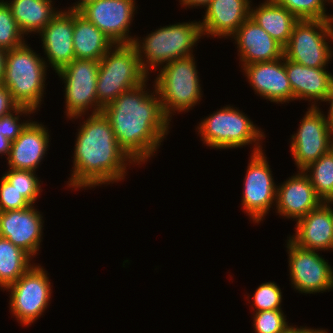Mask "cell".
Returning a JSON list of instances; mask_svg holds the SVG:
<instances>
[{
    "label": "cell",
    "instance_id": "obj_1",
    "mask_svg": "<svg viewBox=\"0 0 333 333\" xmlns=\"http://www.w3.org/2000/svg\"><path fill=\"white\" fill-rule=\"evenodd\" d=\"M146 83L123 92L102 110L119 146L137 165L155 155L171 122L163 112L158 92H147Z\"/></svg>",
    "mask_w": 333,
    "mask_h": 333
},
{
    "label": "cell",
    "instance_id": "obj_2",
    "mask_svg": "<svg viewBox=\"0 0 333 333\" xmlns=\"http://www.w3.org/2000/svg\"><path fill=\"white\" fill-rule=\"evenodd\" d=\"M82 123L68 185L76 190L124 180L126 166L134 161L119 146L110 120L100 112L89 115Z\"/></svg>",
    "mask_w": 333,
    "mask_h": 333
},
{
    "label": "cell",
    "instance_id": "obj_3",
    "mask_svg": "<svg viewBox=\"0 0 333 333\" xmlns=\"http://www.w3.org/2000/svg\"><path fill=\"white\" fill-rule=\"evenodd\" d=\"M26 42L6 51L2 84L13 100L35 112L41 105L46 83L47 62L39 57Z\"/></svg>",
    "mask_w": 333,
    "mask_h": 333
},
{
    "label": "cell",
    "instance_id": "obj_4",
    "mask_svg": "<svg viewBox=\"0 0 333 333\" xmlns=\"http://www.w3.org/2000/svg\"><path fill=\"white\" fill-rule=\"evenodd\" d=\"M202 36L199 22L176 23L156 29L143 40L136 37L132 45L142 69L149 74V70H155L161 64L160 67L170 61L193 56L192 49Z\"/></svg>",
    "mask_w": 333,
    "mask_h": 333
},
{
    "label": "cell",
    "instance_id": "obj_5",
    "mask_svg": "<svg viewBox=\"0 0 333 333\" xmlns=\"http://www.w3.org/2000/svg\"><path fill=\"white\" fill-rule=\"evenodd\" d=\"M148 74L142 69L132 44H115L99 61L97 100L104 108L120 94L143 84Z\"/></svg>",
    "mask_w": 333,
    "mask_h": 333
},
{
    "label": "cell",
    "instance_id": "obj_6",
    "mask_svg": "<svg viewBox=\"0 0 333 333\" xmlns=\"http://www.w3.org/2000/svg\"><path fill=\"white\" fill-rule=\"evenodd\" d=\"M195 64L194 56L170 61L154 81L163 112L170 120L175 111H189L200 102L202 89Z\"/></svg>",
    "mask_w": 333,
    "mask_h": 333
},
{
    "label": "cell",
    "instance_id": "obj_7",
    "mask_svg": "<svg viewBox=\"0 0 333 333\" xmlns=\"http://www.w3.org/2000/svg\"><path fill=\"white\" fill-rule=\"evenodd\" d=\"M198 134L210 148L230 149L254 144L252 153L262 151L265 135L238 108L224 106L199 123Z\"/></svg>",
    "mask_w": 333,
    "mask_h": 333
},
{
    "label": "cell",
    "instance_id": "obj_8",
    "mask_svg": "<svg viewBox=\"0 0 333 333\" xmlns=\"http://www.w3.org/2000/svg\"><path fill=\"white\" fill-rule=\"evenodd\" d=\"M329 39L333 41L331 19L298 20L288 43L283 47V56L307 67L325 68L333 55Z\"/></svg>",
    "mask_w": 333,
    "mask_h": 333
},
{
    "label": "cell",
    "instance_id": "obj_9",
    "mask_svg": "<svg viewBox=\"0 0 333 333\" xmlns=\"http://www.w3.org/2000/svg\"><path fill=\"white\" fill-rule=\"evenodd\" d=\"M98 70L99 61L74 59L56 72L65 83L67 118H81L89 108H93L91 114L102 112L103 107L98 103L96 92Z\"/></svg>",
    "mask_w": 333,
    "mask_h": 333
},
{
    "label": "cell",
    "instance_id": "obj_10",
    "mask_svg": "<svg viewBox=\"0 0 333 333\" xmlns=\"http://www.w3.org/2000/svg\"><path fill=\"white\" fill-rule=\"evenodd\" d=\"M33 265L13 284L5 288L10 292V310L23 326L36 321L51 299V283L47 271Z\"/></svg>",
    "mask_w": 333,
    "mask_h": 333
},
{
    "label": "cell",
    "instance_id": "obj_11",
    "mask_svg": "<svg viewBox=\"0 0 333 333\" xmlns=\"http://www.w3.org/2000/svg\"><path fill=\"white\" fill-rule=\"evenodd\" d=\"M291 153L299 170L329 153L333 146V129L319 107L308 108L296 134L291 136Z\"/></svg>",
    "mask_w": 333,
    "mask_h": 333
},
{
    "label": "cell",
    "instance_id": "obj_12",
    "mask_svg": "<svg viewBox=\"0 0 333 333\" xmlns=\"http://www.w3.org/2000/svg\"><path fill=\"white\" fill-rule=\"evenodd\" d=\"M244 179L242 208L254 223H260L276 205L277 185L263 150L251 153Z\"/></svg>",
    "mask_w": 333,
    "mask_h": 333
},
{
    "label": "cell",
    "instance_id": "obj_13",
    "mask_svg": "<svg viewBox=\"0 0 333 333\" xmlns=\"http://www.w3.org/2000/svg\"><path fill=\"white\" fill-rule=\"evenodd\" d=\"M291 284L301 293H323L333 288V269L318 250H305L287 241Z\"/></svg>",
    "mask_w": 333,
    "mask_h": 333
},
{
    "label": "cell",
    "instance_id": "obj_14",
    "mask_svg": "<svg viewBox=\"0 0 333 333\" xmlns=\"http://www.w3.org/2000/svg\"><path fill=\"white\" fill-rule=\"evenodd\" d=\"M135 0H97L80 14L98 27L114 44H132L129 27L136 10Z\"/></svg>",
    "mask_w": 333,
    "mask_h": 333
},
{
    "label": "cell",
    "instance_id": "obj_15",
    "mask_svg": "<svg viewBox=\"0 0 333 333\" xmlns=\"http://www.w3.org/2000/svg\"><path fill=\"white\" fill-rule=\"evenodd\" d=\"M43 216L34 205L21 210L0 212V237L7 238L30 256L37 254L40 248Z\"/></svg>",
    "mask_w": 333,
    "mask_h": 333
},
{
    "label": "cell",
    "instance_id": "obj_16",
    "mask_svg": "<svg viewBox=\"0 0 333 333\" xmlns=\"http://www.w3.org/2000/svg\"><path fill=\"white\" fill-rule=\"evenodd\" d=\"M242 68L250 86L262 98L281 104L293 100L292 88L285 71L284 56L277 60L245 65Z\"/></svg>",
    "mask_w": 333,
    "mask_h": 333
},
{
    "label": "cell",
    "instance_id": "obj_17",
    "mask_svg": "<svg viewBox=\"0 0 333 333\" xmlns=\"http://www.w3.org/2000/svg\"><path fill=\"white\" fill-rule=\"evenodd\" d=\"M332 204L333 200L322 202L296 221L295 235L289 240L305 250H333Z\"/></svg>",
    "mask_w": 333,
    "mask_h": 333
},
{
    "label": "cell",
    "instance_id": "obj_18",
    "mask_svg": "<svg viewBox=\"0 0 333 333\" xmlns=\"http://www.w3.org/2000/svg\"><path fill=\"white\" fill-rule=\"evenodd\" d=\"M44 55L58 72L75 59L73 47V11L61 10L40 32Z\"/></svg>",
    "mask_w": 333,
    "mask_h": 333
},
{
    "label": "cell",
    "instance_id": "obj_19",
    "mask_svg": "<svg viewBox=\"0 0 333 333\" xmlns=\"http://www.w3.org/2000/svg\"><path fill=\"white\" fill-rule=\"evenodd\" d=\"M232 37L237 44L242 67L283 57V46L251 17L238 28Z\"/></svg>",
    "mask_w": 333,
    "mask_h": 333
},
{
    "label": "cell",
    "instance_id": "obj_20",
    "mask_svg": "<svg viewBox=\"0 0 333 333\" xmlns=\"http://www.w3.org/2000/svg\"><path fill=\"white\" fill-rule=\"evenodd\" d=\"M283 184L277 186L276 209L279 216L298 221L317 208L322 200L316 195L309 177L299 170Z\"/></svg>",
    "mask_w": 333,
    "mask_h": 333
},
{
    "label": "cell",
    "instance_id": "obj_21",
    "mask_svg": "<svg viewBox=\"0 0 333 333\" xmlns=\"http://www.w3.org/2000/svg\"><path fill=\"white\" fill-rule=\"evenodd\" d=\"M251 6L250 0H211L205 6L203 21H199L202 35L231 37L250 17Z\"/></svg>",
    "mask_w": 333,
    "mask_h": 333
},
{
    "label": "cell",
    "instance_id": "obj_22",
    "mask_svg": "<svg viewBox=\"0 0 333 333\" xmlns=\"http://www.w3.org/2000/svg\"><path fill=\"white\" fill-rule=\"evenodd\" d=\"M49 136L43 124L30 121L20 135L11 142L7 158L9 168L36 172L49 146Z\"/></svg>",
    "mask_w": 333,
    "mask_h": 333
},
{
    "label": "cell",
    "instance_id": "obj_23",
    "mask_svg": "<svg viewBox=\"0 0 333 333\" xmlns=\"http://www.w3.org/2000/svg\"><path fill=\"white\" fill-rule=\"evenodd\" d=\"M285 71L292 88L293 101L310 99L312 107L325 99L333 82V75L326 71V67L311 68L285 58Z\"/></svg>",
    "mask_w": 333,
    "mask_h": 333
},
{
    "label": "cell",
    "instance_id": "obj_24",
    "mask_svg": "<svg viewBox=\"0 0 333 333\" xmlns=\"http://www.w3.org/2000/svg\"><path fill=\"white\" fill-rule=\"evenodd\" d=\"M115 44L92 22L80 13L73 12V47L75 59L101 58Z\"/></svg>",
    "mask_w": 333,
    "mask_h": 333
},
{
    "label": "cell",
    "instance_id": "obj_25",
    "mask_svg": "<svg viewBox=\"0 0 333 333\" xmlns=\"http://www.w3.org/2000/svg\"><path fill=\"white\" fill-rule=\"evenodd\" d=\"M250 17L283 47L288 43L298 19L273 0H265L258 7H250Z\"/></svg>",
    "mask_w": 333,
    "mask_h": 333
},
{
    "label": "cell",
    "instance_id": "obj_26",
    "mask_svg": "<svg viewBox=\"0 0 333 333\" xmlns=\"http://www.w3.org/2000/svg\"><path fill=\"white\" fill-rule=\"evenodd\" d=\"M6 4L24 35L39 33L60 12L53 8L52 0H11Z\"/></svg>",
    "mask_w": 333,
    "mask_h": 333
},
{
    "label": "cell",
    "instance_id": "obj_27",
    "mask_svg": "<svg viewBox=\"0 0 333 333\" xmlns=\"http://www.w3.org/2000/svg\"><path fill=\"white\" fill-rule=\"evenodd\" d=\"M32 257L7 238L0 237V287L15 283L31 266Z\"/></svg>",
    "mask_w": 333,
    "mask_h": 333
},
{
    "label": "cell",
    "instance_id": "obj_28",
    "mask_svg": "<svg viewBox=\"0 0 333 333\" xmlns=\"http://www.w3.org/2000/svg\"><path fill=\"white\" fill-rule=\"evenodd\" d=\"M303 172L309 177L322 202L333 200V146L329 153L308 165Z\"/></svg>",
    "mask_w": 333,
    "mask_h": 333
},
{
    "label": "cell",
    "instance_id": "obj_29",
    "mask_svg": "<svg viewBox=\"0 0 333 333\" xmlns=\"http://www.w3.org/2000/svg\"><path fill=\"white\" fill-rule=\"evenodd\" d=\"M280 6L285 7L298 20H327L333 15L326 14L325 3L327 0H273Z\"/></svg>",
    "mask_w": 333,
    "mask_h": 333
},
{
    "label": "cell",
    "instance_id": "obj_30",
    "mask_svg": "<svg viewBox=\"0 0 333 333\" xmlns=\"http://www.w3.org/2000/svg\"><path fill=\"white\" fill-rule=\"evenodd\" d=\"M36 172L31 170H16L9 168L3 177L20 192V194L33 205L42 191Z\"/></svg>",
    "mask_w": 333,
    "mask_h": 333
},
{
    "label": "cell",
    "instance_id": "obj_31",
    "mask_svg": "<svg viewBox=\"0 0 333 333\" xmlns=\"http://www.w3.org/2000/svg\"><path fill=\"white\" fill-rule=\"evenodd\" d=\"M23 38L10 7L0 0V48L7 51L19 47L25 43Z\"/></svg>",
    "mask_w": 333,
    "mask_h": 333
},
{
    "label": "cell",
    "instance_id": "obj_32",
    "mask_svg": "<svg viewBox=\"0 0 333 333\" xmlns=\"http://www.w3.org/2000/svg\"><path fill=\"white\" fill-rule=\"evenodd\" d=\"M253 318L256 333H283L289 327L282 309L255 312Z\"/></svg>",
    "mask_w": 333,
    "mask_h": 333
},
{
    "label": "cell",
    "instance_id": "obj_33",
    "mask_svg": "<svg viewBox=\"0 0 333 333\" xmlns=\"http://www.w3.org/2000/svg\"><path fill=\"white\" fill-rule=\"evenodd\" d=\"M252 298L254 312L281 309L282 292L275 282L259 285Z\"/></svg>",
    "mask_w": 333,
    "mask_h": 333
},
{
    "label": "cell",
    "instance_id": "obj_34",
    "mask_svg": "<svg viewBox=\"0 0 333 333\" xmlns=\"http://www.w3.org/2000/svg\"><path fill=\"white\" fill-rule=\"evenodd\" d=\"M15 113V114H13ZM35 113V111L31 108L19 106L14 112L3 116L0 118V134H2L5 138L9 139L11 142L14 141L22 132V130L27 126V124L32 120L24 121L20 124V115L23 114L30 115ZM20 114V115H18Z\"/></svg>",
    "mask_w": 333,
    "mask_h": 333
},
{
    "label": "cell",
    "instance_id": "obj_35",
    "mask_svg": "<svg viewBox=\"0 0 333 333\" xmlns=\"http://www.w3.org/2000/svg\"><path fill=\"white\" fill-rule=\"evenodd\" d=\"M31 204L20 192L3 176L0 178V212L8 210H21Z\"/></svg>",
    "mask_w": 333,
    "mask_h": 333
},
{
    "label": "cell",
    "instance_id": "obj_36",
    "mask_svg": "<svg viewBox=\"0 0 333 333\" xmlns=\"http://www.w3.org/2000/svg\"><path fill=\"white\" fill-rule=\"evenodd\" d=\"M18 107L8 88L0 84V118L14 112Z\"/></svg>",
    "mask_w": 333,
    "mask_h": 333
},
{
    "label": "cell",
    "instance_id": "obj_37",
    "mask_svg": "<svg viewBox=\"0 0 333 333\" xmlns=\"http://www.w3.org/2000/svg\"><path fill=\"white\" fill-rule=\"evenodd\" d=\"M322 102H328L330 104V109H329L327 117L325 115V119L327 120V122L333 129V82L331 84V87H330V90H329L327 96L325 97V99Z\"/></svg>",
    "mask_w": 333,
    "mask_h": 333
},
{
    "label": "cell",
    "instance_id": "obj_38",
    "mask_svg": "<svg viewBox=\"0 0 333 333\" xmlns=\"http://www.w3.org/2000/svg\"><path fill=\"white\" fill-rule=\"evenodd\" d=\"M283 333H328L325 329H313L308 327H293L289 326Z\"/></svg>",
    "mask_w": 333,
    "mask_h": 333
},
{
    "label": "cell",
    "instance_id": "obj_39",
    "mask_svg": "<svg viewBox=\"0 0 333 333\" xmlns=\"http://www.w3.org/2000/svg\"><path fill=\"white\" fill-rule=\"evenodd\" d=\"M179 2H181L180 4H182L184 7L187 8H190V6L193 8L194 7H204V6H207L211 0H180Z\"/></svg>",
    "mask_w": 333,
    "mask_h": 333
},
{
    "label": "cell",
    "instance_id": "obj_40",
    "mask_svg": "<svg viewBox=\"0 0 333 333\" xmlns=\"http://www.w3.org/2000/svg\"><path fill=\"white\" fill-rule=\"evenodd\" d=\"M96 1L97 0H79L76 3H73L74 5L68 9H69V11L80 13L85 7H87L88 5H90Z\"/></svg>",
    "mask_w": 333,
    "mask_h": 333
},
{
    "label": "cell",
    "instance_id": "obj_41",
    "mask_svg": "<svg viewBox=\"0 0 333 333\" xmlns=\"http://www.w3.org/2000/svg\"><path fill=\"white\" fill-rule=\"evenodd\" d=\"M11 141L5 138L2 134H0V154L6 155L7 158L10 153Z\"/></svg>",
    "mask_w": 333,
    "mask_h": 333
},
{
    "label": "cell",
    "instance_id": "obj_42",
    "mask_svg": "<svg viewBox=\"0 0 333 333\" xmlns=\"http://www.w3.org/2000/svg\"><path fill=\"white\" fill-rule=\"evenodd\" d=\"M5 55L6 51L0 48V84H2L4 77V68H5Z\"/></svg>",
    "mask_w": 333,
    "mask_h": 333
}]
</instances>
